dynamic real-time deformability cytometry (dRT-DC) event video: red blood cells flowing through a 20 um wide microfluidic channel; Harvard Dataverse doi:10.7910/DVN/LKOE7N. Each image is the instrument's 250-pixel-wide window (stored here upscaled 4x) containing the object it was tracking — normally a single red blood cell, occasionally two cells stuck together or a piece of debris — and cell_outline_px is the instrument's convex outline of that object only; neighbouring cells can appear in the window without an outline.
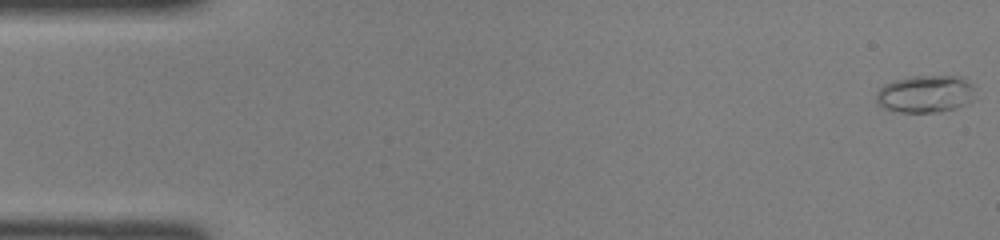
{"species": "common noctule bat (a hibernating species)", "species_latin": "Nyctalus noctula", "temperature_condition": "room temperature", "stored_images_in_passage": 46, "camera_frame_rate_fps": 3000, "um_per_image_px": 0.085, "animal": {"sex": "female", "body_mass_g": 22.0, "forearm_length_mm": 56.7}, "frame": {"image": 1, "passage_image": 1, "time_ms": 0.0, "image_size_px": [1000, 240], "cell_outline_px": [[972, 100], [956, 108], [940, 112], [900, 112], [884, 108], [876, 100], [876, 92], [884, 84], [896, 80], [912, 76], [960, 76], [972, 84]], "centroid_in_image_um": [78.63, 7.98], "position_along_channel_um": 6.4, "area_um2": 21.33}}
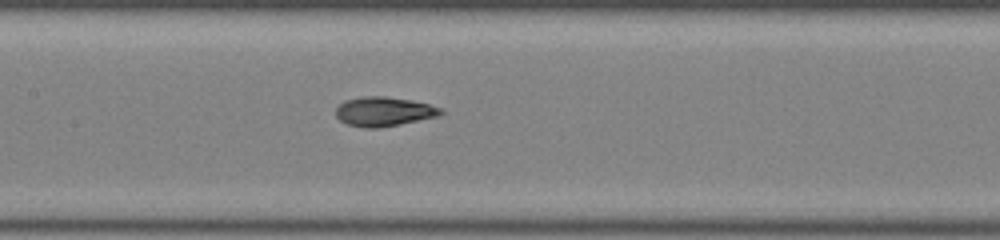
{"frame": {"image": 2, "passage_image": 22, "time_ms": 7.0, "image_size_px": [1000, 240], "cell_outline_px": [[444, 112], [436, 116], [376, 128], [364, 128], [348, 124], [340, 120], [336, 116], [336, 108], [344, 100], [364, 96], [384, 96], [408, 100], [428, 104], [440, 108]], "centroid_in_image_um": [32.56, 9.47], "position_along_channel_um": 174.8, "area_um2": 17.46}}
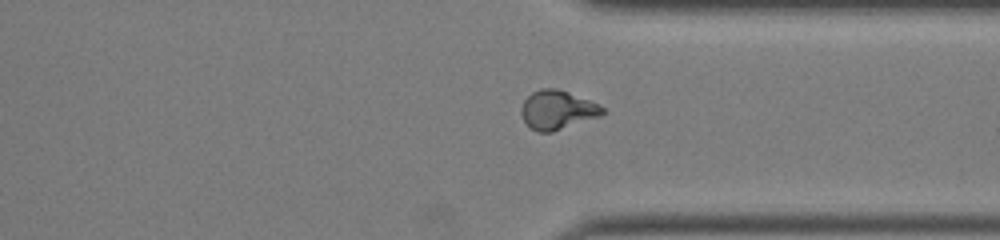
{"frame": {"image": 3, "passage_image": 35, "time_ms": 11.333, "image_size_px": [1000, 240], "cell_outline_px": [[608, 112], [600, 116], [552, 132], [536, 132], [524, 120], [520, 112], [520, 108], [524, 100], [532, 92], [540, 88], [556, 88], [568, 92], [600, 104]], "centroid_in_image_um": [47.39, 9.33], "position_along_channel_um": 364.0, "area_um2": 18.5}}